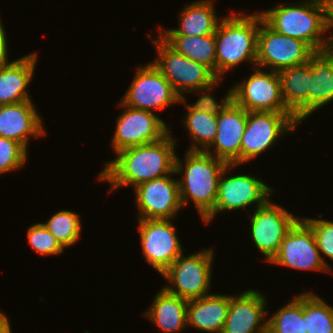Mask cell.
I'll return each mask as SVG.
<instances>
[{
	"instance_id": "2",
	"label": "cell",
	"mask_w": 333,
	"mask_h": 333,
	"mask_svg": "<svg viewBox=\"0 0 333 333\" xmlns=\"http://www.w3.org/2000/svg\"><path fill=\"white\" fill-rule=\"evenodd\" d=\"M185 155L183 162L176 154L174 170L182 177L178 179L181 204L183 207L192 201L203 219L214 208L219 180L227 163L205 151L186 150Z\"/></svg>"
},
{
	"instance_id": "16",
	"label": "cell",
	"mask_w": 333,
	"mask_h": 333,
	"mask_svg": "<svg viewBox=\"0 0 333 333\" xmlns=\"http://www.w3.org/2000/svg\"><path fill=\"white\" fill-rule=\"evenodd\" d=\"M174 173L134 187L137 219H172L182 207L178 179ZM172 175V176H171Z\"/></svg>"
},
{
	"instance_id": "14",
	"label": "cell",
	"mask_w": 333,
	"mask_h": 333,
	"mask_svg": "<svg viewBox=\"0 0 333 333\" xmlns=\"http://www.w3.org/2000/svg\"><path fill=\"white\" fill-rule=\"evenodd\" d=\"M254 209L249 218L250 236L265 261L269 262L278 252L288 231L300 218L279 204L272 203L271 199Z\"/></svg>"
},
{
	"instance_id": "7",
	"label": "cell",
	"mask_w": 333,
	"mask_h": 333,
	"mask_svg": "<svg viewBox=\"0 0 333 333\" xmlns=\"http://www.w3.org/2000/svg\"><path fill=\"white\" fill-rule=\"evenodd\" d=\"M235 164H227L219 180L217 198L214 208L202 219L207 225L217 214L226 211L247 210L248 206L256 204V208L264 205L274 190L262 178L248 174L226 176Z\"/></svg>"
},
{
	"instance_id": "11",
	"label": "cell",
	"mask_w": 333,
	"mask_h": 333,
	"mask_svg": "<svg viewBox=\"0 0 333 333\" xmlns=\"http://www.w3.org/2000/svg\"><path fill=\"white\" fill-rule=\"evenodd\" d=\"M118 106L124 107V111L117 116L115 131L111 138L115 154L129 147L159 141L172 131L155 112L128 107L121 101Z\"/></svg>"
},
{
	"instance_id": "27",
	"label": "cell",
	"mask_w": 333,
	"mask_h": 333,
	"mask_svg": "<svg viewBox=\"0 0 333 333\" xmlns=\"http://www.w3.org/2000/svg\"><path fill=\"white\" fill-rule=\"evenodd\" d=\"M181 55L209 67L216 75L215 35L161 36Z\"/></svg>"
},
{
	"instance_id": "6",
	"label": "cell",
	"mask_w": 333,
	"mask_h": 333,
	"mask_svg": "<svg viewBox=\"0 0 333 333\" xmlns=\"http://www.w3.org/2000/svg\"><path fill=\"white\" fill-rule=\"evenodd\" d=\"M214 254L213 248H204L186 257L180 255L161 274L170 283L163 288L188 301L210 295Z\"/></svg>"
},
{
	"instance_id": "31",
	"label": "cell",
	"mask_w": 333,
	"mask_h": 333,
	"mask_svg": "<svg viewBox=\"0 0 333 333\" xmlns=\"http://www.w3.org/2000/svg\"><path fill=\"white\" fill-rule=\"evenodd\" d=\"M28 159V150L19 142L0 137V175L21 169Z\"/></svg>"
},
{
	"instance_id": "13",
	"label": "cell",
	"mask_w": 333,
	"mask_h": 333,
	"mask_svg": "<svg viewBox=\"0 0 333 333\" xmlns=\"http://www.w3.org/2000/svg\"><path fill=\"white\" fill-rule=\"evenodd\" d=\"M172 219H138V233L146 262L162 274L183 253Z\"/></svg>"
},
{
	"instance_id": "12",
	"label": "cell",
	"mask_w": 333,
	"mask_h": 333,
	"mask_svg": "<svg viewBox=\"0 0 333 333\" xmlns=\"http://www.w3.org/2000/svg\"><path fill=\"white\" fill-rule=\"evenodd\" d=\"M253 70L246 80L231 87V99L247 112H290L281 96L278 72L258 67Z\"/></svg>"
},
{
	"instance_id": "9",
	"label": "cell",
	"mask_w": 333,
	"mask_h": 333,
	"mask_svg": "<svg viewBox=\"0 0 333 333\" xmlns=\"http://www.w3.org/2000/svg\"><path fill=\"white\" fill-rule=\"evenodd\" d=\"M134 69L133 81L120 99L124 105L154 112L180 103L181 97L152 61Z\"/></svg>"
},
{
	"instance_id": "18",
	"label": "cell",
	"mask_w": 333,
	"mask_h": 333,
	"mask_svg": "<svg viewBox=\"0 0 333 333\" xmlns=\"http://www.w3.org/2000/svg\"><path fill=\"white\" fill-rule=\"evenodd\" d=\"M266 305L265 295L256 289L230 295L228 315L221 333H267Z\"/></svg>"
},
{
	"instance_id": "17",
	"label": "cell",
	"mask_w": 333,
	"mask_h": 333,
	"mask_svg": "<svg viewBox=\"0 0 333 333\" xmlns=\"http://www.w3.org/2000/svg\"><path fill=\"white\" fill-rule=\"evenodd\" d=\"M246 124L247 111L231 99L217 115V134L205 152L227 164L239 166L240 145Z\"/></svg>"
},
{
	"instance_id": "26",
	"label": "cell",
	"mask_w": 333,
	"mask_h": 333,
	"mask_svg": "<svg viewBox=\"0 0 333 333\" xmlns=\"http://www.w3.org/2000/svg\"><path fill=\"white\" fill-rule=\"evenodd\" d=\"M187 97H183L179 104L186 105L188 111L184 114V128L191 138V145L187 151H206L214 142L217 134V115L194 110L188 103Z\"/></svg>"
},
{
	"instance_id": "5",
	"label": "cell",
	"mask_w": 333,
	"mask_h": 333,
	"mask_svg": "<svg viewBox=\"0 0 333 333\" xmlns=\"http://www.w3.org/2000/svg\"><path fill=\"white\" fill-rule=\"evenodd\" d=\"M148 36L157 52L152 63L181 98L185 93L206 88L219 79L206 65L178 53L160 35L157 38Z\"/></svg>"
},
{
	"instance_id": "35",
	"label": "cell",
	"mask_w": 333,
	"mask_h": 333,
	"mask_svg": "<svg viewBox=\"0 0 333 333\" xmlns=\"http://www.w3.org/2000/svg\"><path fill=\"white\" fill-rule=\"evenodd\" d=\"M2 19L0 18V66L9 62L8 60V41L6 36V31L4 25L2 24Z\"/></svg>"
},
{
	"instance_id": "37",
	"label": "cell",
	"mask_w": 333,
	"mask_h": 333,
	"mask_svg": "<svg viewBox=\"0 0 333 333\" xmlns=\"http://www.w3.org/2000/svg\"><path fill=\"white\" fill-rule=\"evenodd\" d=\"M11 323L8 317L0 311V333H12Z\"/></svg>"
},
{
	"instance_id": "8",
	"label": "cell",
	"mask_w": 333,
	"mask_h": 333,
	"mask_svg": "<svg viewBox=\"0 0 333 333\" xmlns=\"http://www.w3.org/2000/svg\"><path fill=\"white\" fill-rule=\"evenodd\" d=\"M300 122L291 112H247V124L240 145V165L253 160Z\"/></svg>"
},
{
	"instance_id": "36",
	"label": "cell",
	"mask_w": 333,
	"mask_h": 333,
	"mask_svg": "<svg viewBox=\"0 0 333 333\" xmlns=\"http://www.w3.org/2000/svg\"><path fill=\"white\" fill-rule=\"evenodd\" d=\"M326 4V20H327V31L333 28V0H324ZM332 27V28H331ZM328 37V50L333 51V34Z\"/></svg>"
},
{
	"instance_id": "25",
	"label": "cell",
	"mask_w": 333,
	"mask_h": 333,
	"mask_svg": "<svg viewBox=\"0 0 333 333\" xmlns=\"http://www.w3.org/2000/svg\"><path fill=\"white\" fill-rule=\"evenodd\" d=\"M311 63L310 92L308 93V117L333 101V51H315Z\"/></svg>"
},
{
	"instance_id": "24",
	"label": "cell",
	"mask_w": 333,
	"mask_h": 333,
	"mask_svg": "<svg viewBox=\"0 0 333 333\" xmlns=\"http://www.w3.org/2000/svg\"><path fill=\"white\" fill-rule=\"evenodd\" d=\"M188 300L168 293L163 287L142 315L162 333H180L187 326Z\"/></svg>"
},
{
	"instance_id": "4",
	"label": "cell",
	"mask_w": 333,
	"mask_h": 333,
	"mask_svg": "<svg viewBox=\"0 0 333 333\" xmlns=\"http://www.w3.org/2000/svg\"><path fill=\"white\" fill-rule=\"evenodd\" d=\"M228 16V17H227ZM221 18L215 31L216 76L233 70L242 62L256 67L257 37L260 26V12H232Z\"/></svg>"
},
{
	"instance_id": "30",
	"label": "cell",
	"mask_w": 333,
	"mask_h": 333,
	"mask_svg": "<svg viewBox=\"0 0 333 333\" xmlns=\"http://www.w3.org/2000/svg\"><path fill=\"white\" fill-rule=\"evenodd\" d=\"M80 215L72 210H61L52 214L48 221L42 223L64 248L77 243L81 236Z\"/></svg>"
},
{
	"instance_id": "22",
	"label": "cell",
	"mask_w": 333,
	"mask_h": 333,
	"mask_svg": "<svg viewBox=\"0 0 333 333\" xmlns=\"http://www.w3.org/2000/svg\"><path fill=\"white\" fill-rule=\"evenodd\" d=\"M212 0H195L186 4L180 10L178 19L179 27L173 29H162L160 36H205L215 34L220 18L216 15V9ZM162 29V30H161Z\"/></svg>"
},
{
	"instance_id": "20",
	"label": "cell",
	"mask_w": 333,
	"mask_h": 333,
	"mask_svg": "<svg viewBox=\"0 0 333 333\" xmlns=\"http://www.w3.org/2000/svg\"><path fill=\"white\" fill-rule=\"evenodd\" d=\"M37 55L31 52L0 66V105L33 101L27 88L35 74Z\"/></svg>"
},
{
	"instance_id": "10",
	"label": "cell",
	"mask_w": 333,
	"mask_h": 333,
	"mask_svg": "<svg viewBox=\"0 0 333 333\" xmlns=\"http://www.w3.org/2000/svg\"><path fill=\"white\" fill-rule=\"evenodd\" d=\"M315 51L302 40L277 33L270 28L260 14L257 37L256 67L280 70L309 61Z\"/></svg>"
},
{
	"instance_id": "32",
	"label": "cell",
	"mask_w": 333,
	"mask_h": 333,
	"mask_svg": "<svg viewBox=\"0 0 333 333\" xmlns=\"http://www.w3.org/2000/svg\"><path fill=\"white\" fill-rule=\"evenodd\" d=\"M27 238L29 245L40 255H60L64 247L40 222L32 224L27 228Z\"/></svg>"
},
{
	"instance_id": "23",
	"label": "cell",
	"mask_w": 333,
	"mask_h": 333,
	"mask_svg": "<svg viewBox=\"0 0 333 333\" xmlns=\"http://www.w3.org/2000/svg\"><path fill=\"white\" fill-rule=\"evenodd\" d=\"M230 294H214L188 301L187 326L202 332L221 333L228 315Z\"/></svg>"
},
{
	"instance_id": "19",
	"label": "cell",
	"mask_w": 333,
	"mask_h": 333,
	"mask_svg": "<svg viewBox=\"0 0 333 333\" xmlns=\"http://www.w3.org/2000/svg\"><path fill=\"white\" fill-rule=\"evenodd\" d=\"M33 102L0 105V137L15 140L27 150L31 136L46 135L42 117Z\"/></svg>"
},
{
	"instance_id": "33",
	"label": "cell",
	"mask_w": 333,
	"mask_h": 333,
	"mask_svg": "<svg viewBox=\"0 0 333 333\" xmlns=\"http://www.w3.org/2000/svg\"><path fill=\"white\" fill-rule=\"evenodd\" d=\"M301 218L312 228L322 261L332 271L323 255L333 261V221L322 218L315 219V217L305 218V216Z\"/></svg>"
},
{
	"instance_id": "28",
	"label": "cell",
	"mask_w": 333,
	"mask_h": 333,
	"mask_svg": "<svg viewBox=\"0 0 333 333\" xmlns=\"http://www.w3.org/2000/svg\"><path fill=\"white\" fill-rule=\"evenodd\" d=\"M267 333H307L305 331V293L293 297L272 316L266 318Z\"/></svg>"
},
{
	"instance_id": "21",
	"label": "cell",
	"mask_w": 333,
	"mask_h": 333,
	"mask_svg": "<svg viewBox=\"0 0 333 333\" xmlns=\"http://www.w3.org/2000/svg\"><path fill=\"white\" fill-rule=\"evenodd\" d=\"M281 96L286 108L301 123L308 117L311 63L296 65L278 72Z\"/></svg>"
},
{
	"instance_id": "15",
	"label": "cell",
	"mask_w": 333,
	"mask_h": 333,
	"mask_svg": "<svg viewBox=\"0 0 333 333\" xmlns=\"http://www.w3.org/2000/svg\"><path fill=\"white\" fill-rule=\"evenodd\" d=\"M269 263L297 270L331 272L322 261L312 228L301 217Z\"/></svg>"
},
{
	"instance_id": "34",
	"label": "cell",
	"mask_w": 333,
	"mask_h": 333,
	"mask_svg": "<svg viewBox=\"0 0 333 333\" xmlns=\"http://www.w3.org/2000/svg\"><path fill=\"white\" fill-rule=\"evenodd\" d=\"M221 80L223 79H218L215 83L206 88L189 92L193 93V95L197 94L199 97L196 102L188 105L194 110L207 112L212 115H218L231 100V88L230 90H227L228 92L225 97L221 99V102H217L216 98L212 95V91L215 90V86L219 85L218 83H220Z\"/></svg>"
},
{
	"instance_id": "29",
	"label": "cell",
	"mask_w": 333,
	"mask_h": 333,
	"mask_svg": "<svg viewBox=\"0 0 333 333\" xmlns=\"http://www.w3.org/2000/svg\"><path fill=\"white\" fill-rule=\"evenodd\" d=\"M305 331L333 333V306L312 291L305 292Z\"/></svg>"
},
{
	"instance_id": "1",
	"label": "cell",
	"mask_w": 333,
	"mask_h": 333,
	"mask_svg": "<svg viewBox=\"0 0 333 333\" xmlns=\"http://www.w3.org/2000/svg\"><path fill=\"white\" fill-rule=\"evenodd\" d=\"M173 137L169 132L159 141L119 151L98 173L99 181L110 183L111 193L174 173L177 140Z\"/></svg>"
},
{
	"instance_id": "3",
	"label": "cell",
	"mask_w": 333,
	"mask_h": 333,
	"mask_svg": "<svg viewBox=\"0 0 333 333\" xmlns=\"http://www.w3.org/2000/svg\"><path fill=\"white\" fill-rule=\"evenodd\" d=\"M263 21L279 34L307 43L314 51L328 45L326 4L324 0H303L291 4H276L260 11ZM324 37V38H323Z\"/></svg>"
}]
</instances>
